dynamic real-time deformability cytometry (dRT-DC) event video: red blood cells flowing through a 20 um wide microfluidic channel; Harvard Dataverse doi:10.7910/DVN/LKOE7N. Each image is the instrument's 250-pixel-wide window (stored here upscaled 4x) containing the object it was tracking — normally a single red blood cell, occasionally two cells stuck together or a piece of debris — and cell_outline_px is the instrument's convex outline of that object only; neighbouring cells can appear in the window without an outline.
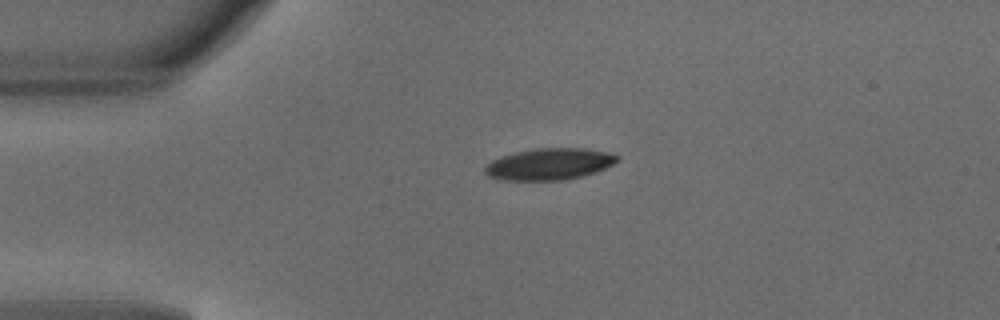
{"species": "common noctule bat (a hibernating species)", "species_latin": "Nyctalus noctula", "temperature_condition": "warm", "stored_images_in_passage": 38, "camera_frame_rate_fps": 3000, "um_per_image_px": 0.085, "animal": {"sex": "male", "body_mass_g": 18.8}, "frame": {"image": 1, "passage_image": 1, "time_ms": 0.0, "image_size_px": [1000, 320], "cell_outline_px": [[620, 160], [596, 172], [564, 180], [496, 180], [488, 176], [484, 172], [484, 168], [492, 160], [516, 152], [536, 148], [584, 148], [608, 152], [620, 156]], "centroid_in_image_um": [46.7, 13.95], "position_along_channel_um": 38.3, "area_um2": 24.33}}
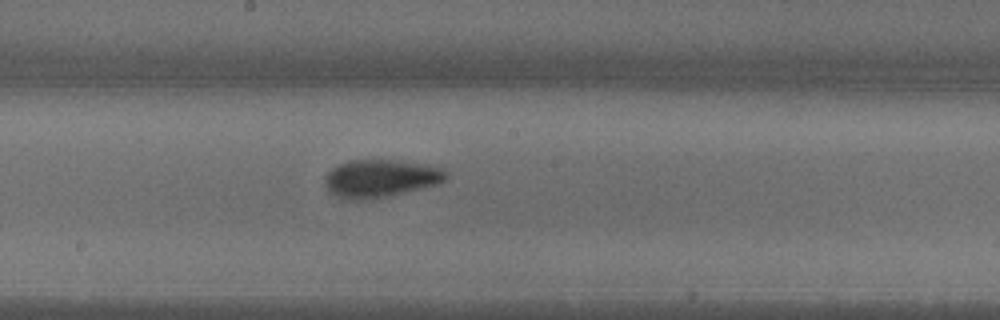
{"frame": {"image": 2, "passage_image": 16, "time_ms": 5.0, "image_size_px": [1000, 320], "cell_outline_px": [[448, 176], [444, 180], [436, 184], [388, 196], [352, 200], [332, 196], [324, 184], [324, 176], [332, 168], [340, 164], [352, 160], [400, 160], [428, 164], [444, 168], [448, 172]], "centroid_in_image_um": [32.34, 15.15], "position_along_channel_um": 215.9, "area_um2": 26.7}}
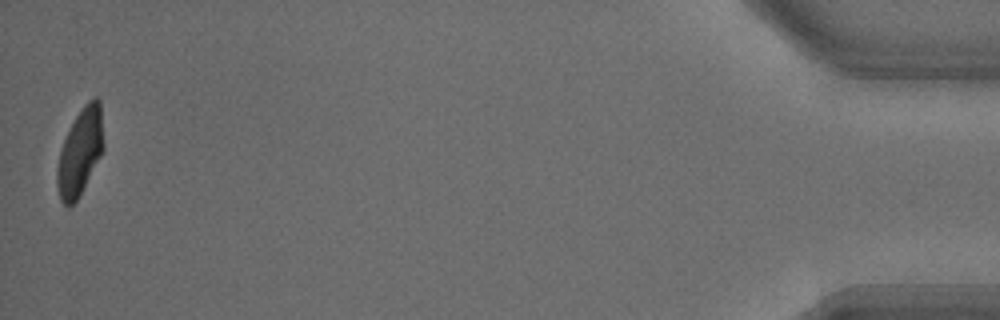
{"frame": {"image": 3, "passage_image": 38, "time_ms": 12.333, "image_size_px": [1000, 320], "cell_outline_px": [[104, 148], [100, 156], [76, 200], [68, 208], [60, 200], [56, 184], [56, 168], [60, 152], [64, 140], [76, 116], [84, 104], [88, 100], [96, 96], [100, 100], [104, 144]], "centroid_in_image_um": [6.8, 12.9], "position_along_channel_um": 428.4, "area_um2": 23.12}, "authors_computed_cell_mechanics": {"area_um2": 25.2875, "velocity_mm_per_s": 4.1574, "shape_relaxation_time_tau1_ms": 3.0142, "shape_relaxation_time_tau2_ms": 1.5412, "deformation_change_tau1": 0.1637, "deformation_change_tau2": 0.067}}